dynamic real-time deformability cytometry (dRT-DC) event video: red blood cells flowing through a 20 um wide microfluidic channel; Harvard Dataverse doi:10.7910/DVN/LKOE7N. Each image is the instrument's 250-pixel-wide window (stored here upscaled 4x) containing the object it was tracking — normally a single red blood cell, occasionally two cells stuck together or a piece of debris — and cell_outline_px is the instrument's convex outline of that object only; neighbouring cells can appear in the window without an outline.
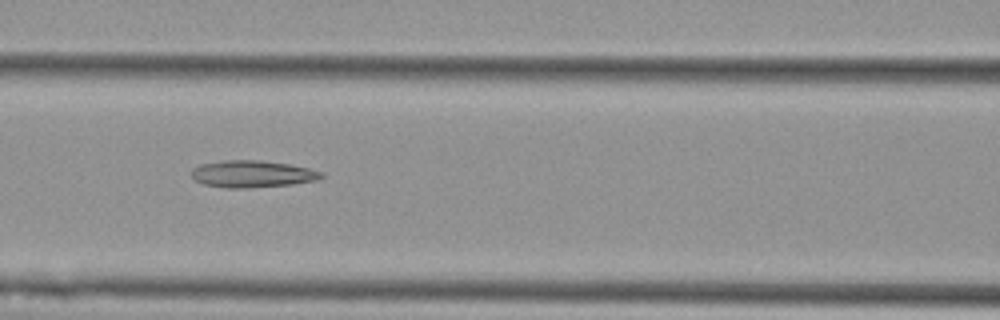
{"species": "Egyptian fruit bat (a non-hibernating species)", "species_latin": "Rousettus aegyptiacus", "temperature_condition": "cold", "stored_images_in_passage": 10, "camera_frame_rate_fps": 3000, "um_per_image_px": 0.085, "animal": {"sex": "female"}, "frame": {"image": 1, "passage_image": 6, "time_ms": 7.0, "image_size_px": [1000, 320], "cell_outline_px": [[324, 176], [316, 180], [292, 184], [244, 188], [228, 188], [204, 184], [196, 180], [192, 176], [192, 168], [200, 164], [224, 160], [260, 160], [292, 164], [324, 172]], "centroid_in_image_um": [21.46, 14.77], "position_along_channel_um": 145.1, "area_um2": 20.4}}
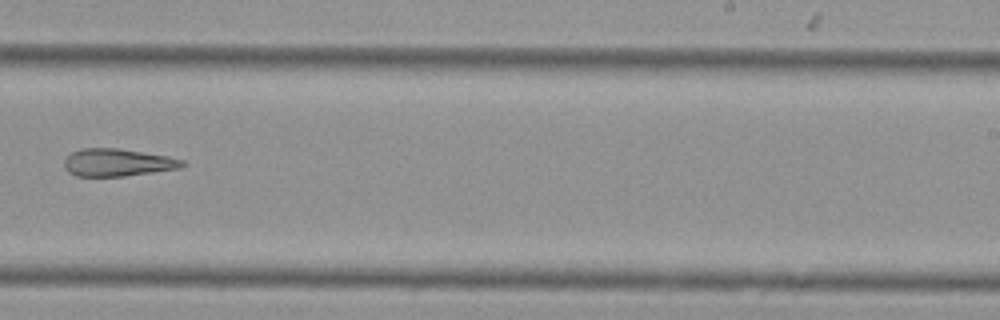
{"frame": {"image": 2, "passage_image": 9, "time_ms": 10.667, "image_size_px": [1000, 320], "cell_outline_px": [[184, 164], [180, 168], [124, 176], [76, 176], [68, 172], [64, 168], [64, 160], [72, 152], [80, 148], [116, 148], [168, 156], [184, 160]], "centroid_in_image_um": [9.95, 13.81], "position_along_channel_um": 279.0, "area_um2": 18.84}}
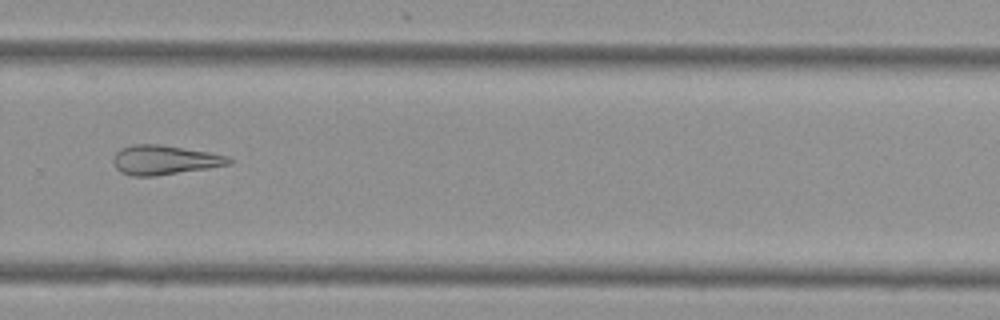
{"frame": {"image": 3, "passage_image": 10, "time_ms": 11.667, "image_size_px": [1000, 320], "cell_outline_px": [[232, 164], [208, 168], [156, 176], [132, 176], [120, 172], [116, 168], [112, 160], [116, 152], [120, 148], [132, 144], [160, 144], [208, 152], [228, 156], [232, 160]], "centroid_in_image_um": [13.96, 13.6], "position_along_channel_um": 315.8, "area_um2": 19.88}}